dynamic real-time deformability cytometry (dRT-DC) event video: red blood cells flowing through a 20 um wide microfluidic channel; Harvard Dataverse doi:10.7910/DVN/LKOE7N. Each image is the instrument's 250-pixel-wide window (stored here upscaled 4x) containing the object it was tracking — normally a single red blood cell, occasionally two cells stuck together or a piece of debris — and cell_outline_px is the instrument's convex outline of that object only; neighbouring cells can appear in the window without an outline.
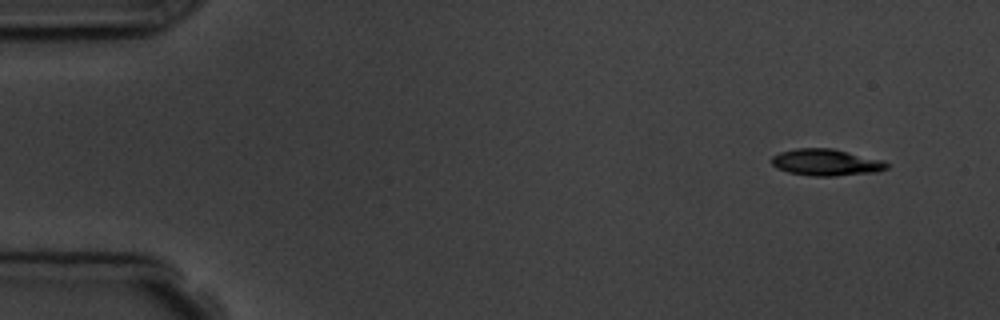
{"species": "common noctule bat (a hibernating species)", "species_latin": "Nyctalus noctula", "temperature_condition": "room temperature", "stored_images_in_passage": 7, "camera_frame_rate_fps": 3000, "um_per_image_px": 0.085, "animal": {"sex": "male", "body_mass_g": 19.5, "forearm_length_mm": 54.6}, "frame": {"image": 1, "passage_image": 1, "time_ms": 0.0, "image_size_px": [1000, 320], "cell_outline_px": [[888, 168], [876, 172], [836, 176], [812, 176], [788, 172], [772, 164], [772, 156], [780, 152], [796, 148], [832, 148], [884, 160], [888, 164]], "centroid_in_image_um": [70.25, 13.8], "position_along_channel_um": 14.8, "area_um2": 17.86}}
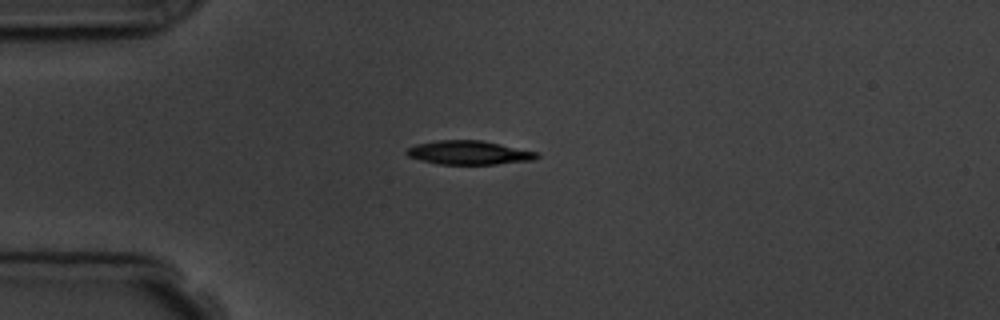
{"frame": {"image": 2, "passage_image": 4, "time_ms": 3.333, "image_size_px": [1000, 320], "cell_outline_px": [[540, 156], [532, 160], [496, 164], [440, 164], [408, 156], [404, 152], [408, 148], [416, 144], [440, 140], [484, 140], [536, 152]], "centroid_in_image_um": [39.86, 12.97], "position_along_channel_um": 45.1, "area_um2": 17.86}}